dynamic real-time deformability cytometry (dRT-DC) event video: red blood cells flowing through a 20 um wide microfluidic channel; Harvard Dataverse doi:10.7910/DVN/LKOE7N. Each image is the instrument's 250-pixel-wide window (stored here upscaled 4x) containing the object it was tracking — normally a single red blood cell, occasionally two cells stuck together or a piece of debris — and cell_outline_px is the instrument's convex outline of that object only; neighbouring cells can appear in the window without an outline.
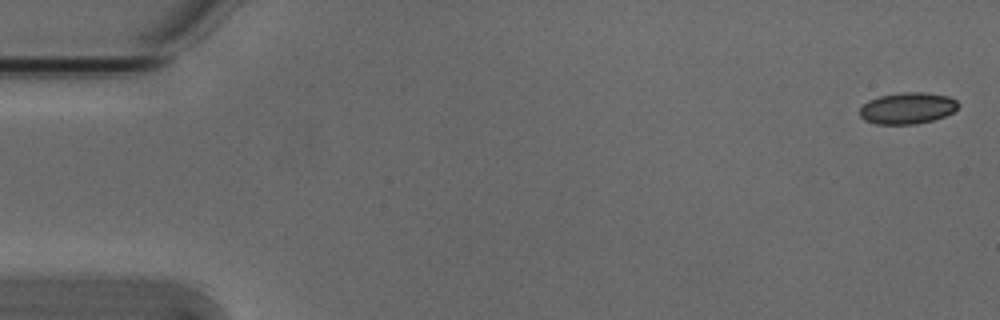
{"species": "Egyptian fruit bat (a non-hibernating species)", "species_latin": "Rousettus aegyptiacus", "temperature_condition": "cold", "stored_images_in_passage": 5, "camera_frame_rate_fps": 3000, "um_per_image_px": 0.085, "animal": {"sex": "male"}, "frame": {"image": 1, "passage_image": 1, "time_ms": 0.0, "image_size_px": [1000, 320], "cell_outline_px": [[960, 104], [952, 112], [944, 116], [932, 120], [916, 124], [876, 124], [864, 120], [860, 116], [860, 108], [868, 100], [880, 96], [900, 92], [924, 92], [948, 96], [956, 100]], "centroid_in_image_um": [77.12, 9.19], "position_along_channel_um": 7.9, "area_um2": 18.03}}
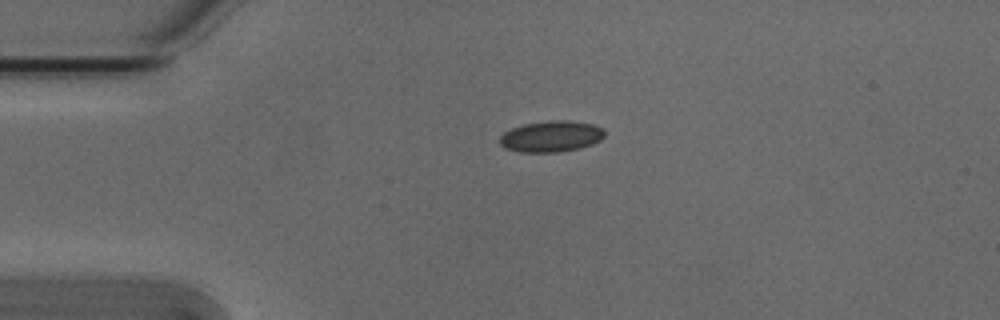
{"frame": {"image": 2, "passage_image": 4, "time_ms": 1.0, "image_size_px": [1000, 320], "cell_outline_px": [[604, 136], [600, 140], [592, 144], [580, 148], [556, 152], [520, 152], [504, 148], [500, 144], [500, 136], [504, 132], [512, 128], [524, 124], [552, 120], [568, 120], [592, 124], [604, 128]], "centroid_in_image_um": [46.85, 11.59], "position_along_channel_um": 38.2, "area_um2": 19.02}}